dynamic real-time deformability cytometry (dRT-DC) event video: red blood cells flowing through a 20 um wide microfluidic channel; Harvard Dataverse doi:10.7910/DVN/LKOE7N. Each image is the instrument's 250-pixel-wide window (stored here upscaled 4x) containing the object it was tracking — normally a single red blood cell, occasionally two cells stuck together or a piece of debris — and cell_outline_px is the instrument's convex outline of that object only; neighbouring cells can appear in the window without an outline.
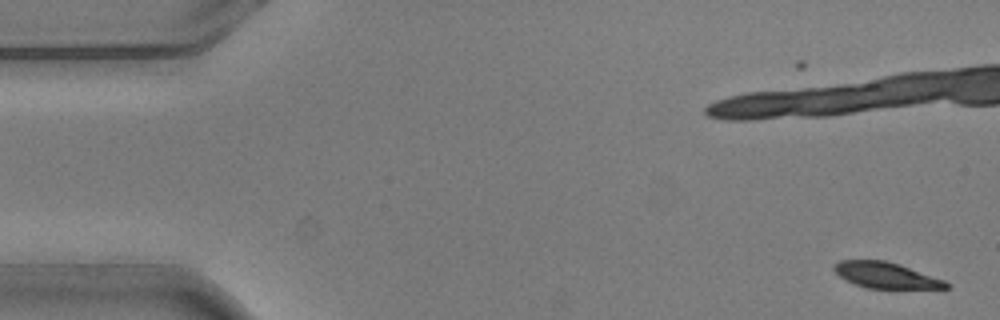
{"species": "common noctule bat (a hibernating species)", "species_latin": "Nyctalus noctula", "temperature_condition": "warm", "stored_images_in_passage": 3, "camera_frame_rate_fps": 3000, "um_per_image_px": 0.085, "animal": {"sex": "male", "body_mass_g": 20.5, "forearm_length_mm": 52.5}, "frame": {"image": 1, "passage_image": 3, "time_ms": 0.667, "image_size_px": [1000, 320], "cell_outline_px": [[948, 288], [864, 288], [840, 276], [832, 268], [832, 264], [840, 260], [884, 260], [900, 264], [944, 280], [948, 284]], "centroid_in_image_um": [75.26, 23.38], "position_along_channel_um": 9.7, "area_um2": 16.7}}